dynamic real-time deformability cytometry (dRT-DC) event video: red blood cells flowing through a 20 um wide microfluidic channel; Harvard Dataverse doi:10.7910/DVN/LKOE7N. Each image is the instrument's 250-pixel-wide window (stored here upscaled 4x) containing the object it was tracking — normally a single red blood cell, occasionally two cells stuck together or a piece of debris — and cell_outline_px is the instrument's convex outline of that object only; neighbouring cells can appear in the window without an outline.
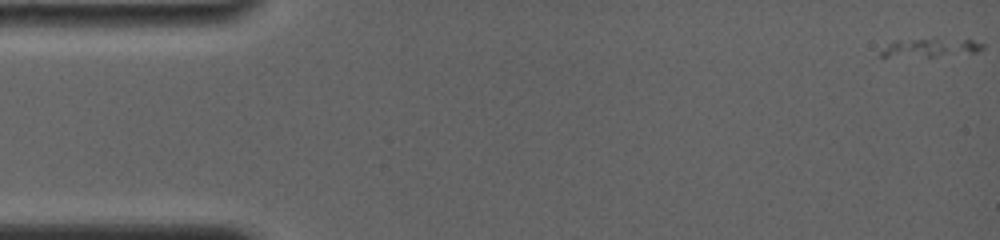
{"species": "common noctule bat (a hibernating species)", "species_latin": "Nyctalus noctula", "temperature_condition": "room temperature", "stored_images_in_passage": 2, "camera_frame_rate_fps": 4000, "um_per_image_px": 0.085, "animal": {"sex": "female", "body_mass_g": 19.0, "forearm_length_mm": 56.7}, "frame": {"image": 1, "passage_image": 1, "time_ms": 0.0, "image_size_px": [1000, 240], "cell_outline_px": [[984, 48], [976, 52], [936, 56], [880, 56], [880, 52], [888, 44], [896, 40], [932, 36], [972, 40], [984, 44]], "centroid_in_image_um": [79.12, 3.99], "position_along_channel_um": 5.9, "area_um2": 11.44}}